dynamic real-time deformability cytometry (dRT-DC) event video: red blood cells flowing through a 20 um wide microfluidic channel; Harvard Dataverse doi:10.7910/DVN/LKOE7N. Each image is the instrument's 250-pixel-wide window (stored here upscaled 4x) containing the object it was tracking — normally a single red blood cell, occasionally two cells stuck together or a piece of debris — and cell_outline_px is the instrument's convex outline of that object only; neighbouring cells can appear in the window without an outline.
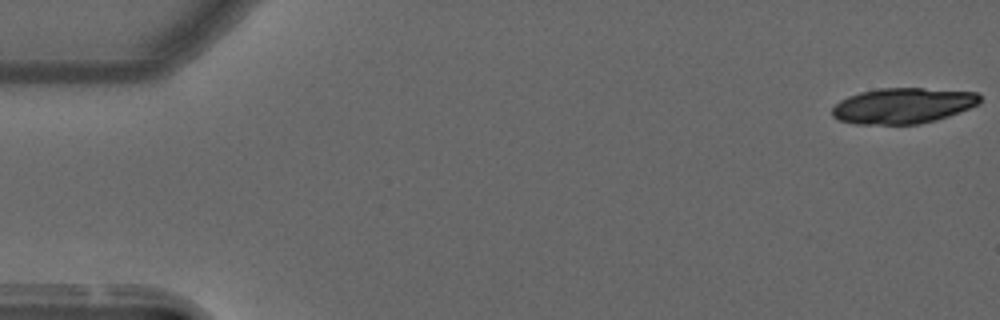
{"species": "common noctule bat (a hibernating species)", "species_latin": "Nyctalus noctula", "temperature_condition": "warm", "stored_images_in_passage": 17, "camera_frame_rate_fps": 3000, "um_per_image_px": 0.085, "animal": {"sex": "male", "forearm_length_mm": 52.5}, "frame": {"image": 1, "passage_image": 1, "time_ms": 0.0, "image_size_px": [1000, 320], "cell_outline_px": [[980, 100], [976, 104], [960, 112], [936, 120], [920, 124], [856, 124], [840, 120], [832, 116], [832, 108], [840, 100], [848, 96], [860, 92], [880, 88], [924, 88], [976, 92], [980, 96]], "centroid_in_image_um": [76.73, 8.98], "position_along_channel_um": 8.3, "area_um2": 30.58}}
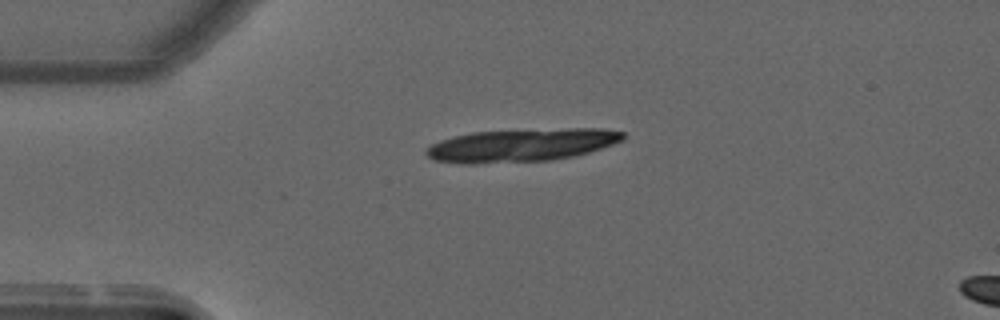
{"frame": {"image": 2, "passage_image": 13, "time_ms": 4.0, "image_size_px": [1000, 320], "cell_outline_px": [[624, 140], [588, 152], [572, 156], [552, 160], [472, 164], [464, 164], [432, 160], [424, 152], [432, 144], [440, 140], [452, 136], [472, 132], [568, 128], [604, 128], [624, 132]], "centroid_in_image_um": [44.3, 12.34], "position_along_channel_um": 40.7, "area_um2": 37.86}}